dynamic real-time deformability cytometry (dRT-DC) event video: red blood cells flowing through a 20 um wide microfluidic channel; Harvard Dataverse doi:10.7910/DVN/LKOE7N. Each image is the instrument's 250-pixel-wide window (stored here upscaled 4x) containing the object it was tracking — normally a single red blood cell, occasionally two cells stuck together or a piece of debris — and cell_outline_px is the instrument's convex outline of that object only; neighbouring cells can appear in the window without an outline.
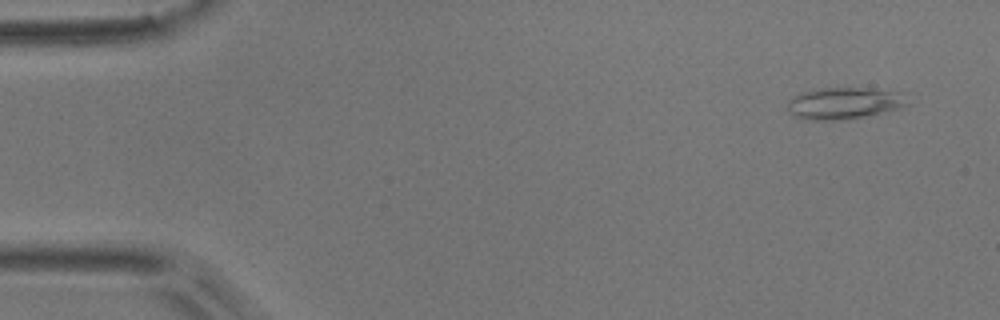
{"species": "common noctule bat (a hibernating species)", "species_latin": "Nyctalus noctula", "temperature_condition": "room temperature", "stored_images_in_passage": 6, "camera_frame_rate_fps": 3000, "um_per_image_px": 0.085, "animal": {"sex": "male", "body_mass_g": 17.9}, "frame": {"image": 1, "passage_image": 2, "time_ms": 0.333, "image_size_px": [1000, 320], "cell_outline_px": [[908, 104], [900, 108], [864, 116], [844, 120], [804, 120], [796, 116], [788, 108], [788, 100], [792, 96], [800, 92], [820, 88], [868, 88], [900, 92]], "centroid_in_image_um": [71.7, 8.77], "position_along_channel_um": 13.3, "area_um2": 22.02}}